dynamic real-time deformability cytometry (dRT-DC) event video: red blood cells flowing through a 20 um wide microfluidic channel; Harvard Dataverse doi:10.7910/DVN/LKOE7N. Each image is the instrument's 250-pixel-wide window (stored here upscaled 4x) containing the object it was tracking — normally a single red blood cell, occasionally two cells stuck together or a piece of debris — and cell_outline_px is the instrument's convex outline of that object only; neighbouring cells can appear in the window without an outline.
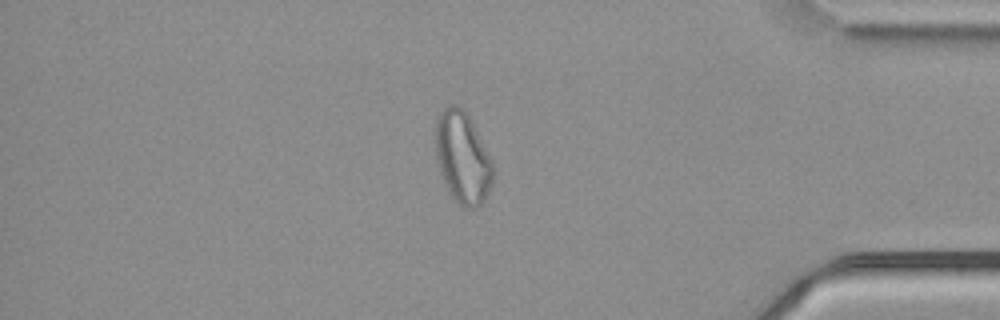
{"species": "common noctule bat (a hibernating species)", "species_latin": "Nyctalus noctula", "temperature_condition": "cold", "stored_images_in_passage": 55, "camera_frame_rate_fps": 3000, "um_per_image_px": 0.085, "animal": {"sex": "male", "body_mass_g": 21.5, "forearm_length_mm": 52.0}, "frame": {"image": 1, "passage_image": 47, "time_ms": 15.333, "image_size_px": [1000, 320], "cell_outline_px": [[492, 184], [484, 200], [476, 208], [464, 208], [448, 192], [436, 160], [436, 120], [440, 112], [448, 104], [460, 104], [464, 108], [472, 120], [492, 160]], "centroid_in_image_um": [39.32, 13.35], "position_along_channel_um": 395.9, "area_um2": 30.81}}